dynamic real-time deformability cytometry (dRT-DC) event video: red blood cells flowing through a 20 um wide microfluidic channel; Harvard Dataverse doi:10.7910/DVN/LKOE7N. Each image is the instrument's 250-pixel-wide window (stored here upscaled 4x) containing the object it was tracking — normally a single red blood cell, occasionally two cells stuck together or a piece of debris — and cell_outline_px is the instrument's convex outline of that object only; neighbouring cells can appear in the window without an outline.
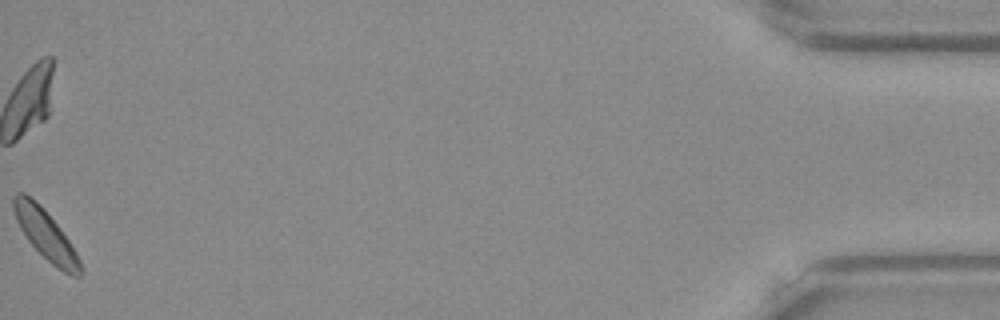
{"species": "Egyptian fruit bat (a non-hibernating species)", "species_latin": "Rousettus aegyptiacus", "temperature_condition": "warm", "stored_images_in_passage": 38, "camera_frame_rate_fps": 3000, "um_per_image_px": 0.085, "frame": {"image": 1, "passage_image": 38, "time_ms": 12.333, "image_size_px": [1000, 320], "cell_outline_px": [[84, 272], [80, 276], [72, 276], [64, 272], [52, 264], [28, 240], [20, 228], [16, 220], [12, 208], [12, 196], [16, 192], [24, 192], [40, 204], [44, 208], [60, 228], [76, 252], [84, 268]], "centroid_in_image_um": [3.88, 19.93], "position_along_channel_um": 431.3, "area_um2": 19.31}}